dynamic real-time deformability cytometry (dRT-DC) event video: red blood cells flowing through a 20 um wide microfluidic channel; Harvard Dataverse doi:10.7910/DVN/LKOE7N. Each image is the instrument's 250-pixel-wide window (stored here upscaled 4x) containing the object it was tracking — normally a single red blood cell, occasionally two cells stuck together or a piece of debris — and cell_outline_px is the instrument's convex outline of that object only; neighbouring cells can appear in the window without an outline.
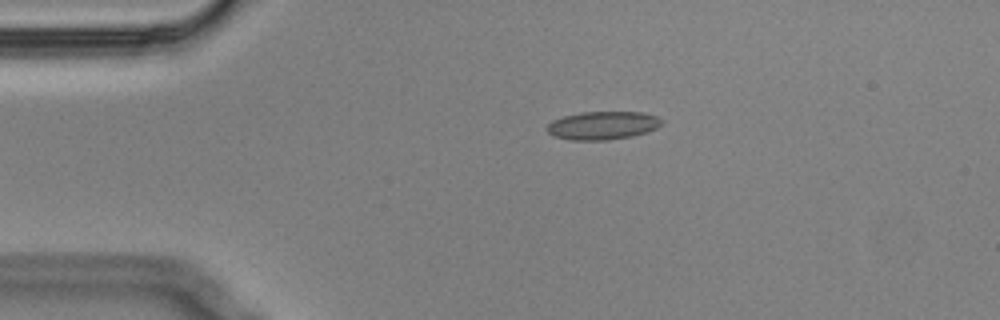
{"species": "Egyptian fruit bat (a non-hibernating species)", "species_latin": "Rousettus aegyptiacus", "temperature_condition": "cold", "stored_images_in_passage": 47, "segment_of_instrument_passage": [1, 2], "camera_frame_rate_fps": 3000, "um_per_image_px": 0.085, "animal": {"sex": "male"}, "frame": {"image": 1, "passage_image": 1, "time_ms": 0.0, "image_size_px": [1000, 320], "cell_outline_px": [[664, 120], [656, 128], [632, 136], [608, 140], [568, 140], [552, 136], [544, 128], [552, 120], [564, 116], [580, 112], [640, 112], [656, 116]], "centroid_in_image_um": [51.16, 10.67], "position_along_channel_um": 33.8, "area_um2": 18.9}}
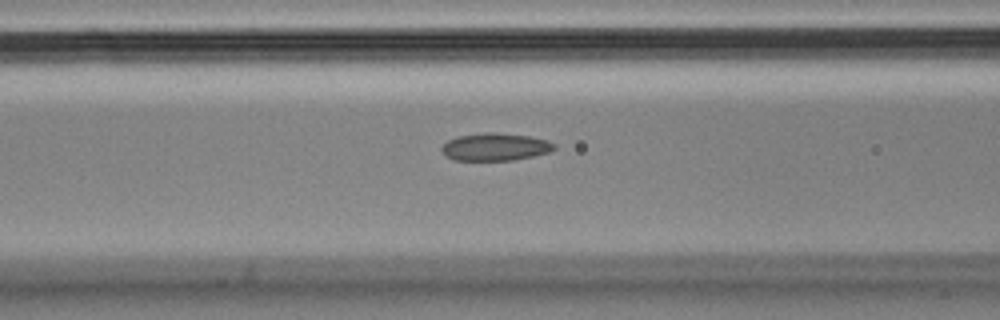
{"frame": {"image": 2, "passage_image": 12, "time_ms": 3.667, "image_size_px": [1000, 320], "cell_outline_px": [[556, 148], [548, 152], [532, 156], [512, 160], [452, 160], [440, 148], [448, 140], [456, 136], [484, 132], [492, 132], [528, 136], [548, 140], [556, 144]], "centroid_in_image_um": [42.09, 12.48], "position_along_channel_um": 124.5, "area_um2": 17.98}}
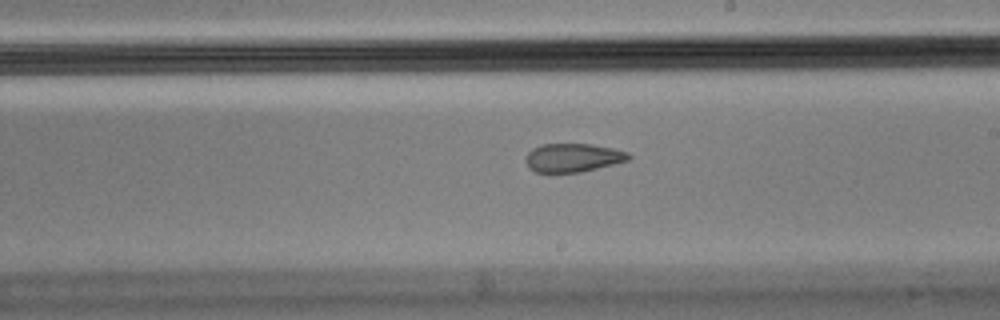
{"frame": {"image": 3, "passage_image": 22, "time_ms": 7.0, "image_size_px": [1000, 320], "cell_outline_px": [[632, 156], [628, 160], [580, 172], [536, 172], [528, 168], [524, 160], [528, 152], [532, 148], [540, 144], [592, 144], [612, 148], [628, 152]], "centroid_in_image_um": [48.66, 13.39], "position_along_channel_um": 240.3, "area_um2": 17.11}}